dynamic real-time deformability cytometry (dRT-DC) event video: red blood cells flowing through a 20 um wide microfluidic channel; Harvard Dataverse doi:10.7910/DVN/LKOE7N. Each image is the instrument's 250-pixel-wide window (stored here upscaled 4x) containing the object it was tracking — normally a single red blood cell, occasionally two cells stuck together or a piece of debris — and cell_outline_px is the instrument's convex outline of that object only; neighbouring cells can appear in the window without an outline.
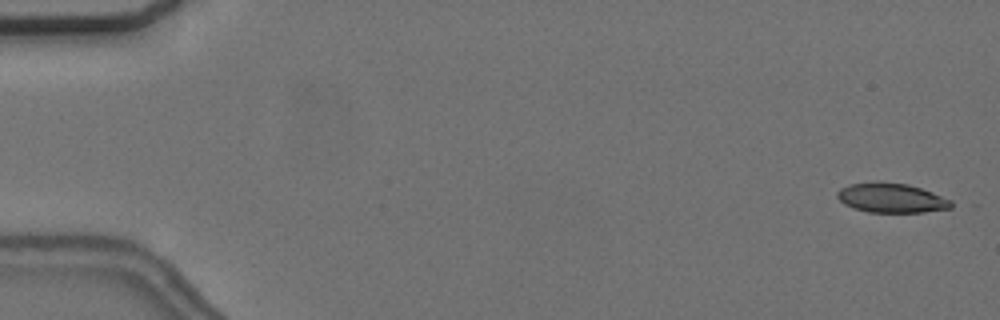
{"species": "common noctule bat (a hibernating species)", "species_latin": "Nyctalus noctula", "temperature_condition": "cold", "stored_images_in_passage": 56, "camera_frame_rate_fps": 3000, "um_per_image_px": 0.085, "animal": {"sex": "female", "body_mass_g": 24.6, "forearm_length_mm": 56.2}, "frame": {"image": 1, "passage_image": 2, "time_ms": 0.333, "image_size_px": [1000, 320], "cell_outline_px": [[960, 204], [952, 208], [924, 212], [868, 212], [852, 208], [844, 204], [836, 196], [836, 192], [840, 188], [848, 184], [876, 180], [908, 184], [932, 192], [952, 200]], "centroid_in_image_um": [75.79, 16.81], "position_along_channel_um": 9.2, "area_um2": 20.17}}
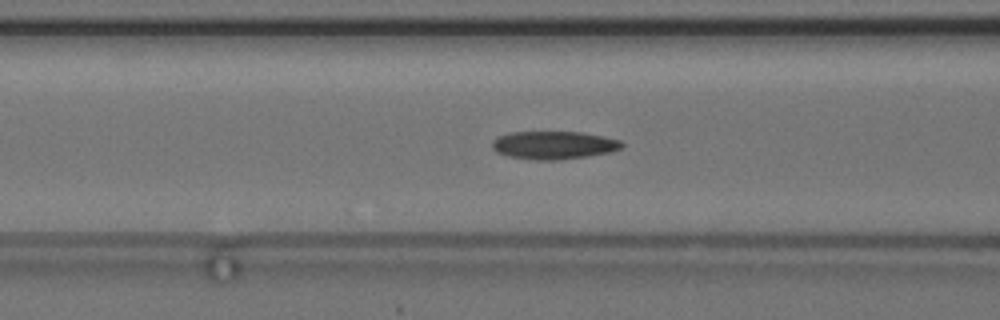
{"frame": {"image": 2, "passage_image": 23, "time_ms": 7.333, "image_size_px": [1000, 320], "cell_outline_px": [[624, 144], [620, 148], [612, 152], [560, 160], [536, 160], [508, 156], [496, 152], [492, 148], [492, 140], [496, 136], [508, 132], [580, 132], [604, 136], [620, 140]], "centroid_in_image_um": [47.04, 12.33], "position_along_channel_um": 119.6, "area_um2": 21.33}}
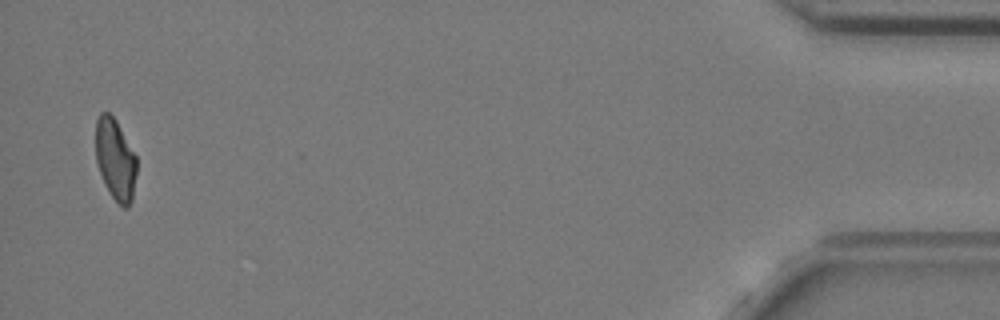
{"frame": {"image": 3, "passage_image": 55, "time_ms": 18.0, "image_size_px": [1000, 320], "cell_outline_px": [[136, 172], [132, 200], [128, 208], [124, 208], [112, 196], [100, 172], [96, 160], [96, 120], [100, 112], [108, 112], [116, 120], [136, 156]], "centroid_in_image_um": [9.81, 13.53], "position_along_channel_um": 425.4, "area_um2": 19.07}, "authors_computed_cell_mechanics": {"area_um2": 20.7213, "velocity_mm_per_s": 3.6749, "shape_relaxation_time_tau1_ms": 7.2404, "shape_relaxation_time_tau2_ms": 3.9893, "deformation_change_tau1": 0.165, "deformation_change_tau2": 0.1041}}